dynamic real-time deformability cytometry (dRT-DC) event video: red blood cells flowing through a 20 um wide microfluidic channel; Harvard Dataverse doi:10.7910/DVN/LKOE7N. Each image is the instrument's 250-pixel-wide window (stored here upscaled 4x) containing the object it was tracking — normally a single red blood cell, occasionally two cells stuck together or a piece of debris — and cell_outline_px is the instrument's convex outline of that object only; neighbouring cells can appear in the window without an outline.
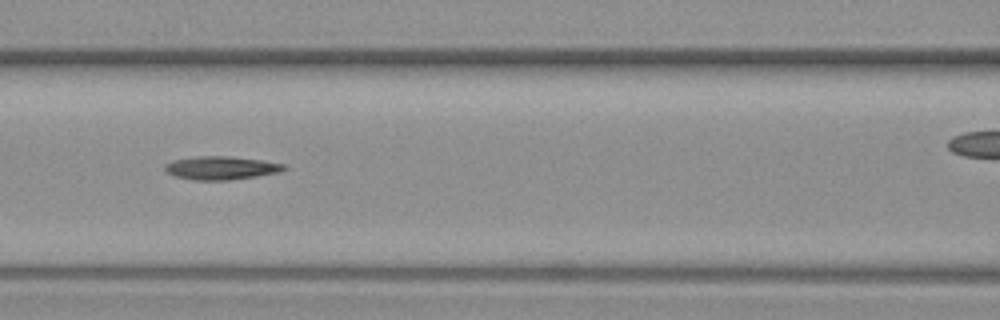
{"species": "common noctule bat (a hibernating species)", "species_latin": "Nyctalus noctula", "temperature_condition": "warm", "stored_images_in_passage": 7, "camera_frame_rate_fps": 3000, "um_per_image_px": 0.085, "animal": {"sex": "female", "body_mass_g": 19.3, "forearm_length_mm": 54.1}, "frame": {"image": 1, "passage_image": 5, "time_ms": 5.667, "image_size_px": [1000, 320], "cell_outline_px": [[284, 168], [280, 172], [256, 176], [228, 180], [196, 180], [176, 176], [168, 172], [164, 168], [164, 164], [176, 160], [200, 156], [228, 156], [260, 160], [284, 164]], "centroid_in_image_um": [18.79, 14.27], "position_along_channel_um": 147.8, "area_um2": 15.78}}